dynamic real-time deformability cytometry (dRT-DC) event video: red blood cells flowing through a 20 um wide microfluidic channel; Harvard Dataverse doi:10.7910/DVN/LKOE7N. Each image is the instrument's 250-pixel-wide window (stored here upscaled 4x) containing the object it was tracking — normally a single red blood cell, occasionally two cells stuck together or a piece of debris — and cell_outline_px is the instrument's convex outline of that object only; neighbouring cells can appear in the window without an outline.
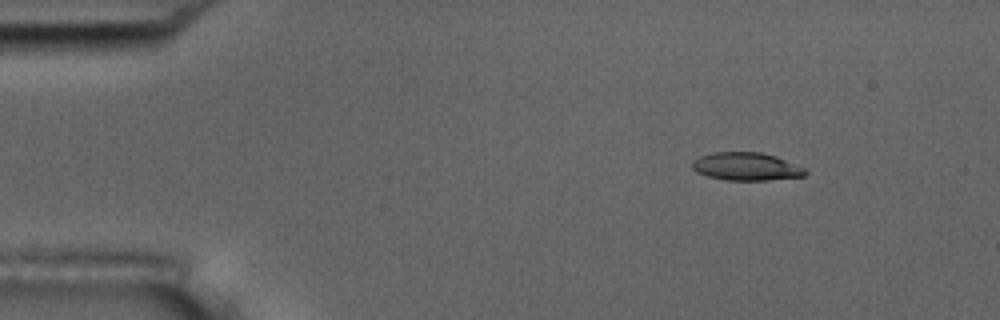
{"species": "common noctule bat (a hibernating species)", "species_latin": "Nyctalus noctula", "temperature_condition": "room temperature", "stored_images_in_passage": 4, "camera_frame_rate_fps": 3000, "um_per_image_px": 0.085, "animal": {"sex": "male", "body_mass_g": 17.5, "forearm_length_mm": 52.3}, "frame": {"image": 1, "passage_image": 2, "time_ms": 1.333, "image_size_px": [1000, 320], "cell_outline_px": [[808, 172], [804, 176], [768, 180], [728, 180], [708, 176], [696, 172], [692, 168], [692, 160], [700, 156], [712, 152], [760, 152], [776, 156], [804, 168]], "centroid_in_image_um": [63.41, 14.15], "position_along_channel_um": 21.6, "area_um2": 18.38}}
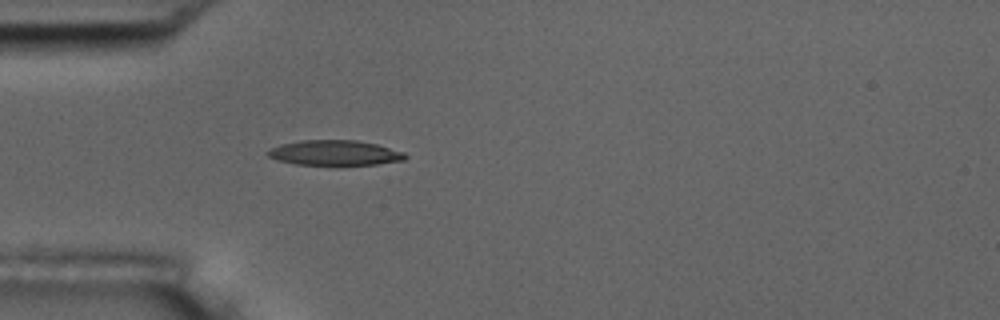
{"frame": {"image": 2, "passage_image": 4, "time_ms": 4.333, "image_size_px": [1000, 320], "cell_outline_px": [[408, 156], [404, 160], [376, 164], [296, 164], [280, 160], [268, 156], [264, 152], [280, 144], [300, 140], [356, 140], [376, 144], [404, 152]], "centroid_in_image_um": [28.45, 12.97], "position_along_channel_um": 56.6, "area_um2": 19.83}}